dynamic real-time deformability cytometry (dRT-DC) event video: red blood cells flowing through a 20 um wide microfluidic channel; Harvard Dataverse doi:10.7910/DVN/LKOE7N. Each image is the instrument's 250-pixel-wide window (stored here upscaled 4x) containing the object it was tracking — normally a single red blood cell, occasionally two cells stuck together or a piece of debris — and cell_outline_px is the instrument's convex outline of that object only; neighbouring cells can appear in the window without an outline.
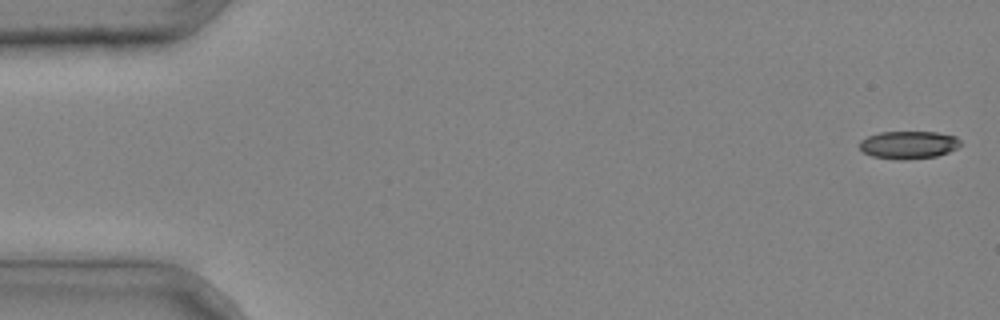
{"species": "common noctule bat (a hibernating species)", "species_latin": "Nyctalus noctula", "temperature_condition": "cold", "stored_images_in_passage": 41, "camera_frame_rate_fps": 3000, "um_per_image_px": 0.085, "animal": {"sex": "male", "body_mass_g": 20.4}, "frame": {"image": 1, "passage_image": 1, "time_ms": 0.0, "image_size_px": [1000, 320], "cell_outline_px": [[960, 144], [956, 148], [948, 152], [936, 156], [904, 160], [896, 160], [872, 156], [864, 152], [860, 148], [860, 140], [868, 136], [880, 132], [936, 132], [956, 136], [960, 140]], "centroid_in_image_um": [77.21, 12.31], "position_along_channel_um": 7.8, "area_um2": 16.3}}
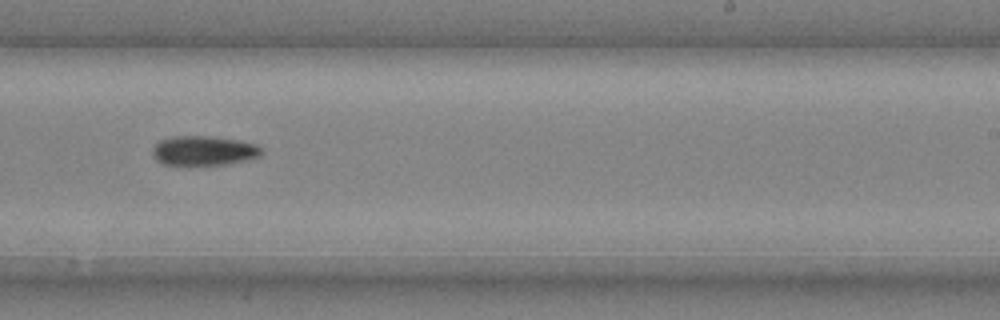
{"frame": {"image": 2, "passage_image": 27, "time_ms": 8.667, "image_size_px": [1000, 320], "cell_outline_px": [[260, 156], [244, 160], [224, 164], [164, 164], [156, 160], [152, 152], [152, 148], [160, 140], [172, 136], [212, 136], [240, 140], [256, 144], [260, 148]], "centroid_in_image_um": [17.29, 12.78], "position_along_channel_um": 271.7, "area_um2": 18.5}}
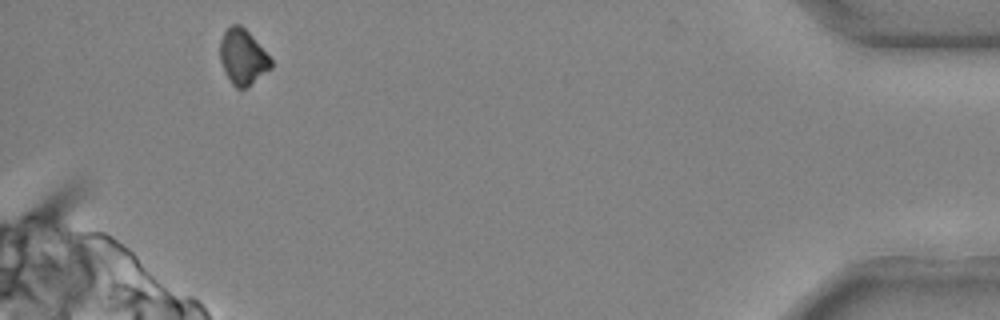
{"frame": {"image": 3, "passage_image": 40, "time_ms": 13.0, "image_size_px": [1000, 320], "cell_outline_px": [[272, 68], [244, 88], [236, 88], [232, 84], [224, 72], [220, 60], [220, 40], [224, 32], [232, 24], [240, 24], [252, 36], [272, 60]], "centroid_in_image_um": [20.61, 4.84], "position_along_channel_um": 414.6, "area_um2": 16.18}}